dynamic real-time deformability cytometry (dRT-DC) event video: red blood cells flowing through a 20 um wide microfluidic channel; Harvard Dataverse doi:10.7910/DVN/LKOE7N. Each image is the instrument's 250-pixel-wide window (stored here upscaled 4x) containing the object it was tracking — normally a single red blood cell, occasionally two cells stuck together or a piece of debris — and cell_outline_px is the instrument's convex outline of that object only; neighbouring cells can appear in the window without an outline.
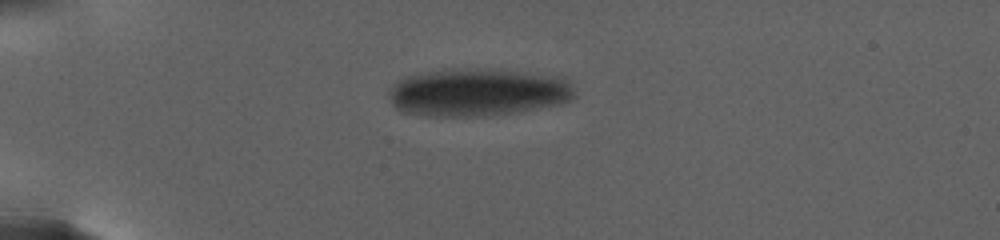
{"species": "human", "species_latin": "Homo sapiens", "temperature_condition": "warm", "stored_images_in_passage": 28, "camera_frame_rate_fps": 3000, "um_per_image_px": 0.085, "donor": {"sex": "female"}, "frame": {"image": 1, "passage_image": 1, "time_ms": 0.0, "image_size_px": [1000, 240], "cell_outline_px": [[572, 96], [568, 100], [556, 104], [516, 112], [488, 116], [428, 116], [408, 112], [396, 108], [392, 104], [388, 92], [388, 88], [400, 80], [408, 76], [428, 72], [512, 72], [540, 76], [564, 80], [572, 88]], "centroid_in_image_um": [40.48, 7.93], "position_along_channel_um": 44.5, "area_um2": 48.61}}
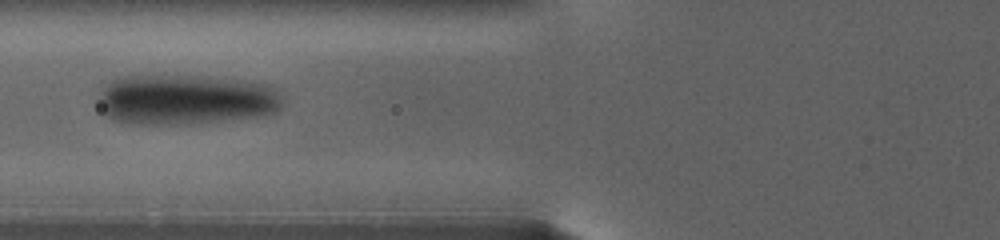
{"frame": {"image": 2, "passage_image": 18, "time_ms": 4.333, "image_size_px": [1000, 240], "cell_outline_px": [[284, 104], [280, 112], [264, 116], [188, 124], [132, 124], [116, 120], [108, 116], [104, 112], [100, 104], [104, 88], [112, 80], [124, 76], [208, 76], [240, 80], [264, 84], [276, 88]], "centroid_in_image_um": [15.89, 8.47], "position_along_channel_um": 109.9, "area_um2": 53.93}}
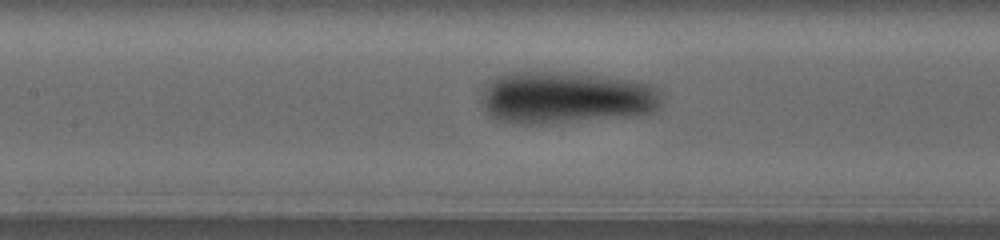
{"frame": {"image": 3, "passage_image": 24, "time_ms": 6.333, "image_size_px": [1000, 240], "cell_outline_px": [[664, 100], [660, 108], [656, 112], [648, 116], [540, 124], [512, 124], [496, 120], [484, 108], [484, 88], [496, 76], [508, 72], [564, 72], [636, 80], [652, 84], [660, 88]], "centroid_in_image_um": [48.25, 8.32], "position_along_channel_um": 159.1, "area_um2": 56.12}}